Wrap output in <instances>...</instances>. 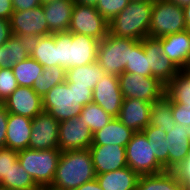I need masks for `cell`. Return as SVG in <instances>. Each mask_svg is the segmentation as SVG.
Returning a JSON list of instances; mask_svg holds the SVG:
<instances>
[{"label": "cell", "instance_id": "cell-1", "mask_svg": "<svg viewBox=\"0 0 190 190\" xmlns=\"http://www.w3.org/2000/svg\"><path fill=\"white\" fill-rule=\"evenodd\" d=\"M95 178L89 149L62 151L50 187L53 190H75Z\"/></svg>", "mask_w": 190, "mask_h": 190}, {"label": "cell", "instance_id": "cell-2", "mask_svg": "<svg viewBox=\"0 0 190 190\" xmlns=\"http://www.w3.org/2000/svg\"><path fill=\"white\" fill-rule=\"evenodd\" d=\"M43 110L59 122L80 115L83 107L93 100V90L81 86H68L63 82L54 86L43 98Z\"/></svg>", "mask_w": 190, "mask_h": 190}, {"label": "cell", "instance_id": "cell-3", "mask_svg": "<svg viewBox=\"0 0 190 190\" xmlns=\"http://www.w3.org/2000/svg\"><path fill=\"white\" fill-rule=\"evenodd\" d=\"M57 66L65 70L97 61L99 41L91 36L69 31L53 33Z\"/></svg>", "mask_w": 190, "mask_h": 190}, {"label": "cell", "instance_id": "cell-4", "mask_svg": "<svg viewBox=\"0 0 190 190\" xmlns=\"http://www.w3.org/2000/svg\"><path fill=\"white\" fill-rule=\"evenodd\" d=\"M153 2L130 1L109 22V34L137 41L149 36Z\"/></svg>", "mask_w": 190, "mask_h": 190}, {"label": "cell", "instance_id": "cell-5", "mask_svg": "<svg viewBox=\"0 0 190 190\" xmlns=\"http://www.w3.org/2000/svg\"><path fill=\"white\" fill-rule=\"evenodd\" d=\"M62 151L59 149L18 151V161L38 186H51Z\"/></svg>", "mask_w": 190, "mask_h": 190}, {"label": "cell", "instance_id": "cell-6", "mask_svg": "<svg viewBox=\"0 0 190 190\" xmlns=\"http://www.w3.org/2000/svg\"><path fill=\"white\" fill-rule=\"evenodd\" d=\"M137 40L117 37L111 34L99 41L97 62L110 75L119 76L129 63L132 45Z\"/></svg>", "mask_w": 190, "mask_h": 190}, {"label": "cell", "instance_id": "cell-7", "mask_svg": "<svg viewBox=\"0 0 190 190\" xmlns=\"http://www.w3.org/2000/svg\"><path fill=\"white\" fill-rule=\"evenodd\" d=\"M187 29L182 6L166 0H153L149 37L161 38Z\"/></svg>", "mask_w": 190, "mask_h": 190}, {"label": "cell", "instance_id": "cell-8", "mask_svg": "<svg viewBox=\"0 0 190 190\" xmlns=\"http://www.w3.org/2000/svg\"><path fill=\"white\" fill-rule=\"evenodd\" d=\"M127 166L140 175L164 172V167L156 160L152 145L143 132H135L125 147Z\"/></svg>", "mask_w": 190, "mask_h": 190}, {"label": "cell", "instance_id": "cell-9", "mask_svg": "<svg viewBox=\"0 0 190 190\" xmlns=\"http://www.w3.org/2000/svg\"><path fill=\"white\" fill-rule=\"evenodd\" d=\"M68 31L101 41L109 33V23L94 6L75 2Z\"/></svg>", "mask_w": 190, "mask_h": 190}, {"label": "cell", "instance_id": "cell-10", "mask_svg": "<svg viewBox=\"0 0 190 190\" xmlns=\"http://www.w3.org/2000/svg\"><path fill=\"white\" fill-rule=\"evenodd\" d=\"M118 78L123 99L135 98L154 103L165 94V85L155 77L123 72Z\"/></svg>", "mask_w": 190, "mask_h": 190}, {"label": "cell", "instance_id": "cell-11", "mask_svg": "<svg viewBox=\"0 0 190 190\" xmlns=\"http://www.w3.org/2000/svg\"><path fill=\"white\" fill-rule=\"evenodd\" d=\"M10 26L13 35L31 39L52 34L49 31L42 5L26 11H13Z\"/></svg>", "mask_w": 190, "mask_h": 190}, {"label": "cell", "instance_id": "cell-12", "mask_svg": "<svg viewBox=\"0 0 190 190\" xmlns=\"http://www.w3.org/2000/svg\"><path fill=\"white\" fill-rule=\"evenodd\" d=\"M93 133L79 116L59 122L58 149L60 151L89 149Z\"/></svg>", "mask_w": 190, "mask_h": 190}, {"label": "cell", "instance_id": "cell-13", "mask_svg": "<svg viewBox=\"0 0 190 190\" xmlns=\"http://www.w3.org/2000/svg\"><path fill=\"white\" fill-rule=\"evenodd\" d=\"M29 148L34 150L58 149L59 121L43 111L32 119Z\"/></svg>", "mask_w": 190, "mask_h": 190}, {"label": "cell", "instance_id": "cell-14", "mask_svg": "<svg viewBox=\"0 0 190 190\" xmlns=\"http://www.w3.org/2000/svg\"><path fill=\"white\" fill-rule=\"evenodd\" d=\"M143 47L148 58L152 77L157 78L165 86L180 71L163 53L161 41L158 38L145 37Z\"/></svg>", "mask_w": 190, "mask_h": 190}, {"label": "cell", "instance_id": "cell-15", "mask_svg": "<svg viewBox=\"0 0 190 190\" xmlns=\"http://www.w3.org/2000/svg\"><path fill=\"white\" fill-rule=\"evenodd\" d=\"M92 102L100 105L112 117H118L123 102L119 78L105 73L93 89Z\"/></svg>", "mask_w": 190, "mask_h": 190}, {"label": "cell", "instance_id": "cell-16", "mask_svg": "<svg viewBox=\"0 0 190 190\" xmlns=\"http://www.w3.org/2000/svg\"><path fill=\"white\" fill-rule=\"evenodd\" d=\"M2 104L8 113L26 116L31 119L44 111L42 97L32 87L18 86Z\"/></svg>", "mask_w": 190, "mask_h": 190}, {"label": "cell", "instance_id": "cell-17", "mask_svg": "<svg viewBox=\"0 0 190 190\" xmlns=\"http://www.w3.org/2000/svg\"><path fill=\"white\" fill-rule=\"evenodd\" d=\"M165 140L166 171H174L190 154L188 127L175 124Z\"/></svg>", "mask_w": 190, "mask_h": 190}, {"label": "cell", "instance_id": "cell-18", "mask_svg": "<svg viewBox=\"0 0 190 190\" xmlns=\"http://www.w3.org/2000/svg\"><path fill=\"white\" fill-rule=\"evenodd\" d=\"M89 151L96 175L127 167L124 146L91 145Z\"/></svg>", "mask_w": 190, "mask_h": 190}, {"label": "cell", "instance_id": "cell-19", "mask_svg": "<svg viewBox=\"0 0 190 190\" xmlns=\"http://www.w3.org/2000/svg\"><path fill=\"white\" fill-rule=\"evenodd\" d=\"M161 41L163 53L179 70L190 67V29L176 34L158 38Z\"/></svg>", "mask_w": 190, "mask_h": 190}, {"label": "cell", "instance_id": "cell-20", "mask_svg": "<svg viewBox=\"0 0 190 190\" xmlns=\"http://www.w3.org/2000/svg\"><path fill=\"white\" fill-rule=\"evenodd\" d=\"M151 108V102L135 98L123 99L117 118L133 131L142 132L143 129L149 126Z\"/></svg>", "mask_w": 190, "mask_h": 190}, {"label": "cell", "instance_id": "cell-21", "mask_svg": "<svg viewBox=\"0 0 190 190\" xmlns=\"http://www.w3.org/2000/svg\"><path fill=\"white\" fill-rule=\"evenodd\" d=\"M32 119L9 113L7 120L6 147L21 151L29 148Z\"/></svg>", "mask_w": 190, "mask_h": 190}, {"label": "cell", "instance_id": "cell-22", "mask_svg": "<svg viewBox=\"0 0 190 190\" xmlns=\"http://www.w3.org/2000/svg\"><path fill=\"white\" fill-rule=\"evenodd\" d=\"M74 5V0H56L42 4L51 33L68 31Z\"/></svg>", "mask_w": 190, "mask_h": 190}, {"label": "cell", "instance_id": "cell-23", "mask_svg": "<svg viewBox=\"0 0 190 190\" xmlns=\"http://www.w3.org/2000/svg\"><path fill=\"white\" fill-rule=\"evenodd\" d=\"M135 131L114 117L104 128L93 134L91 145H120L126 147Z\"/></svg>", "mask_w": 190, "mask_h": 190}, {"label": "cell", "instance_id": "cell-24", "mask_svg": "<svg viewBox=\"0 0 190 190\" xmlns=\"http://www.w3.org/2000/svg\"><path fill=\"white\" fill-rule=\"evenodd\" d=\"M138 179L139 175L128 166L96 175L103 190H136Z\"/></svg>", "mask_w": 190, "mask_h": 190}, {"label": "cell", "instance_id": "cell-25", "mask_svg": "<svg viewBox=\"0 0 190 190\" xmlns=\"http://www.w3.org/2000/svg\"><path fill=\"white\" fill-rule=\"evenodd\" d=\"M32 39L29 37L11 35L1 46V67L11 68L18 62L30 56Z\"/></svg>", "mask_w": 190, "mask_h": 190}, {"label": "cell", "instance_id": "cell-26", "mask_svg": "<svg viewBox=\"0 0 190 190\" xmlns=\"http://www.w3.org/2000/svg\"><path fill=\"white\" fill-rule=\"evenodd\" d=\"M104 75L105 71L96 61L88 65L67 69L65 81L68 82V86H81L93 90Z\"/></svg>", "mask_w": 190, "mask_h": 190}, {"label": "cell", "instance_id": "cell-27", "mask_svg": "<svg viewBox=\"0 0 190 190\" xmlns=\"http://www.w3.org/2000/svg\"><path fill=\"white\" fill-rule=\"evenodd\" d=\"M136 190H185L173 171L140 175Z\"/></svg>", "mask_w": 190, "mask_h": 190}, {"label": "cell", "instance_id": "cell-28", "mask_svg": "<svg viewBox=\"0 0 190 190\" xmlns=\"http://www.w3.org/2000/svg\"><path fill=\"white\" fill-rule=\"evenodd\" d=\"M30 57L44 68L57 66V49L53 33L32 39Z\"/></svg>", "mask_w": 190, "mask_h": 190}, {"label": "cell", "instance_id": "cell-29", "mask_svg": "<svg viewBox=\"0 0 190 190\" xmlns=\"http://www.w3.org/2000/svg\"><path fill=\"white\" fill-rule=\"evenodd\" d=\"M171 107L172 101L165 94L152 103L149 126L157 127L159 130L169 133L176 124Z\"/></svg>", "mask_w": 190, "mask_h": 190}, {"label": "cell", "instance_id": "cell-30", "mask_svg": "<svg viewBox=\"0 0 190 190\" xmlns=\"http://www.w3.org/2000/svg\"><path fill=\"white\" fill-rule=\"evenodd\" d=\"M165 95L173 103L190 106V72L180 70L165 86Z\"/></svg>", "mask_w": 190, "mask_h": 190}, {"label": "cell", "instance_id": "cell-31", "mask_svg": "<svg viewBox=\"0 0 190 190\" xmlns=\"http://www.w3.org/2000/svg\"><path fill=\"white\" fill-rule=\"evenodd\" d=\"M18 86L33 87L38 76L43 73L44 67L30 56L11 67Z\"/></svg>", "mask_w": 190, "mask_h": 190}, {"label": "cell", "instance_id": "cell-32", "mask_svg": "<svg viewBox=\"0 0 190 190\" xmlns=\"http://www.w3.org/2000/svg\"><path fill=\"white\" fill-rule=\"evenodd\" d=\"M66 70L61 66L44 68L43 73L37 77L32 89L42 98L56 85L65 82Z\"/></svg>", "mask_w": 190, "mask_h": 190}, {"label": "cell", "instance_id": "cell-33", "mask_svg": "<svg viewBox=\"0 0 190 190\" xmlns=\"http://www.w3.org/2000/svg\"><path fill=\"white\" fill-rule=\"evenodd\" d=\"M79 118L86 123L94 134L104 128L114 117L105 112L100 105L91 102L83 107Z\"/></svg>", "mask_w": 190, "mask_h": 190}, {"label": "cell", "instance_id": "cell-34", "mask_svg": "<svg viewBox=\"0 0 190 190\" xmlns=\"http://www.w3.org/2000/svg\"><path fill=\"white\" fill-rule=\"evenodd\" d=\"M1 187L9 190H32L38 187L29 173L20 165L19 161L12 166L8 176L0 183Z\"/></svg>", "mask_w": 190, "mask_h": 190}, {"label": "cell", "instance_id": "cell-35", "mask_svg": "<svg viewBox=\"0 0 190 190\" xmlns=\"http://www.w3.org/2000/svg\"><path fill=\"white\" fill-rule=\"evenodd\" d=\"M124 72L152 77L148 58L143 47V40L136 41L130 51L129 63L126 64Z\"/></svg>", "mask_w": 190, "mask_h": 190}, {"label": "cell", "instance_id": "cell-36", "mask_svg": "<svg viewBox=\"0 0 190 190\" xmlns=\"http://www.w3.org/2000/svg\"><path fill=\"white\" fill-rule=\"evenodd\" d=\"M147 137L149 144L152 145L153 153L156 160L166 170V132L159 130L157 127L148 126L142 130Z\"/></svg>", "mask_w": 190, "mask_h": 190}, {"label": "cell", "instance_id": "cell-37", "mask_svg": "<svg viewBox=\"0 0 190 190\" xmlns=\"http://www.w3.org/2000/svg\"><path fill=\"white\" fill-rule=\"evenodd\" d=\"M129 2L130 0H98L95 8L109 23Z\"/></svg>", "mask_w": 190, "mask_h": 190}, {"label": "cell", "instance_id": "cell-38", "mask_svg": "<svg viewBox=\"0 0 190 190\" xmlns=\"http://www.w3.org/2000/svg\"><path fill=\"white\" fill-rule=\"evenodd\" d=\"M17 87L12 68L0 67V103H3Z\"/></svg>", "mask_w": 190, "mask_h": 190}, {"label": "cell", "instance_id": "cell-39", "mask_svg": "<svg viewBox=\"0 0 190 190\" xmlns=\"http://www.w3.org/2000/svg\"><path fill=\"white\" fill-rule=\"evenodd\" d=\"M18 160V151L7 147L0 148V183L8 176L12 166Z\"/></svg>", "mask_w": 190, "mask_h": 190}, {"label": "cell", "instance_id": "cell-40", "mask_svg": "<svg viewBox=\"0 0 190 190\" xmlns=\"http://www.w3.org/2000/svg\"><path fill=\"white\" fill-rule=\"evenodd\" d=\"M171 109L176 124L190 126V106L172 102Z\"/></svg>", "mask_w": 190, "mask_h": 190}, {"label": "cell", "instance_id": "cell-41", "mask_svg": "<svg viewBox=\"0 0 190 190\" xmlns=\"http://www.w3.org/2000/svg\"><path fill=\"white\" fill-rule=\"evenodd\" d=\"M173 172L178 177L184 189L188 190L190 188V154Z\"/></svg>", "mask_w": 190, "mask_h": 190}, {"label": "cell", "instance_id": "cell-42", "mask_svg": "<svg viewBox=\"0 0 190 190\" xmlns=\"http://www.w3.org/2000/svg\"><path fill=\"white\" fill-rule=\"evenodd\" d=\"M8 111L0 103V148L6 147V134H7V120H8Z\"/></svg>", "mask_w": 190, "mask_h": 190}, {"label": "cell", "instance_id": "cell-43", "mask_svg": "<svg viewBox=\"0 0 190 190\" xmlns=\"http://www.w3.org/2000/svg\"><path fill=\"white\" fill-rule=\"evenodd\" d=\"M40 5H42L40 0H12V7L14 11H26Z\"/></svg>", "mask_w": 190, "mask_h": 190}, {"label": "cell", "instance_id": "cell-44", "mask_svg": "<svg viewBox=\"0 0 190 190\" xmlns=\"http://www.w3.org/2000/svg\"><path fill=\"white\" fill-rule=\"evenodd\" d=\"M11 35L10 20L0 18V46L4 45Z\"/></svg>", "mask_w": 190, "mask_h": 190}, {"label": "cell", "instance_id": "cell-45", "mask_svg": "<svg viewBox=\"0 0 190 190\" xmlns=\"http://www.w3.org/2000/svg\"><path fill=\"white\" fill-rule=\"evenodd\" d=\"M13 11L12 0H0V18L10 20Z\"/></svg>", "mask_w": 190, "mask_h": 190}, {"label": "cell", "instance_id": "cell-46", "mask_svg": "<svg viewBox=\"0 0 190 190\" xmlns=\"http://www.w3.org/2000/svg\"><path fill=\"white\" fill-rule=\"evenodd\" d=\"M75 190H103L101 188V186L98 184L96 178L84 183L83 185H81L80 187H78Z\"/></svg>", "mask_w": 190, "mask_h": 190}, {"label": "cell", "instance_id": "cell-47", "mask_svg": "<svg viewBox=\"0 0 190 190\" xmlns=\"http://www.w3.org/2000/svg\"><path fill=\"white\" fill-rule=\"evenodd\" d=\"M184 21L188 29H190V3L183 7Z\"/></svg>", "mask_w": 190, "mask_h": 190}, {"label": "cell", "instance_id": "cell-48", "mask_svg": "<svg viewBox=\"0 0 190 190\" xmlns=\"http://www.w3.org/2000/svg\"><path fill=\"white\" fill-rule=\"evenodd\" d=\"M74 1L82 5H88V6H94V7H96L98 3V0H74Z\"/></svg>", "mask_w": 190, "mask_h": 190}, {"label": "cell", "instance_id": "cell-49", "mask_svg": "<svg viewBox=\"0 0 190 190\" xmlns=\"http://www.w3.org/2000/svg\"><path fill=\"white\" fill-rule=\"evenodd\" d=\"M166 1L175 3V4L182 6V7H184L185 5L190 3V0H166Z\"/></svg>", "mask_w": 190, "mask_h": 190}, {"label": "cell", "instance_id": "cell-50", "mask_svg": "<svg viewBox=\"0 0 190 190\" xmlns=\"http://www.w3.org/2000/svg\"><path fill=\"white\" fill-rule=\"evenodd\" d=\"M32 190H53L50 186H38Z\"/></svg>", "mask_w": 190, "mask_h": 190}, {"label": "cell", "instance_id": "cell-51", "mask_svg": "<svg viewBox=\"0 0 190 190\" xmlns=\"http://www.w3.org/2000/svg\"><path fill=\"white\" fill-rule=\"evenodd\" d=\"M53 1H56V0H40L41 4H47V3L53 2Z\"/></svg>", "mask_w": 190, "mask_h": 190}, {"label": "cell", "instance_id": "cell-52", "mask_svg": "<svg viewBox=\"0 0 190 190\" xmlns=\"http://www.w3.org/2000/svg\"><path fill=\"white\" fill-rule=\"evenodd\" d=\"M130 1H139V2H153V0H130Z\"/></svg>", "mask_w": 190, "mask_h": 190}, {"label": "cell", "instance_id": "cell-53", "mask_svg": "<svg viewBox=\"0 0 190 190\" xmlns=\"http://www.w3.org/2000/svg\"><path fill=\"white\" fill-rule=\"evenodd\" d=\"M0 190H9V189L0 186Z\"/></svg>", "mask_w": 190, "mask_h": 190}, {"label": "cell", "instance_id": "cell-54", "mask_svg": "<svg viewBox=\"0 0 190 190\" xmlns=\"http://www.w3.org/2000/svg\"><path fill=\"white\" fill-rule=\"evenodd\" d=\"M0 67H1V46H0Z\"/></svg>", "mask_w": 190, "mask_h": 190}, {"label": "cell", "instance_id": "cell-55", "mask_svg": "<svg viewBox=\"0 0 190 190\" xmlns=\"http://www.w3.org/2000/svg\"><path fill=\"white\" fill-rule=\"evenodd\" d=\"M189 139H190V126L188 127Z\"/></svg>", "mask_w": 190, "mask_h": 190}]
</instances>
